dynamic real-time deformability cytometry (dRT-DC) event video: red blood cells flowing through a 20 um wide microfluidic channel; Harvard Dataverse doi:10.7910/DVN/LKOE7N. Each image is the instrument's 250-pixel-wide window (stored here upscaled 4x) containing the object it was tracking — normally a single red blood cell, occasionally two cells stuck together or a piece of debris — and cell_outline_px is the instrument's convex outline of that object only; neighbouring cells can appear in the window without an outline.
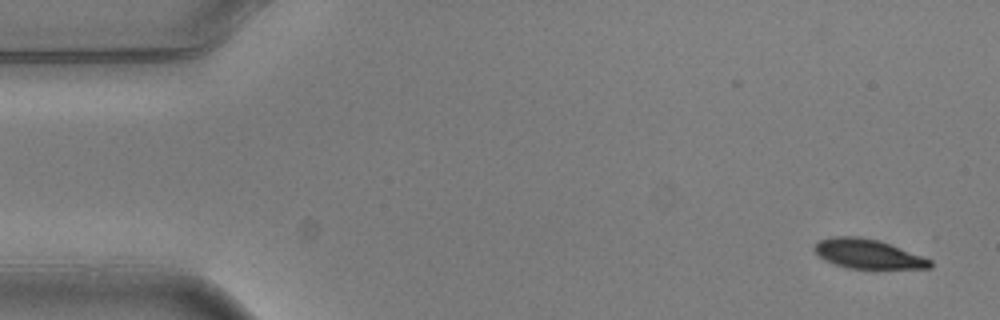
{"species": "common noctule bat (a hibernating species)", "species_latin": "Nyctalus noctula", "temperature_condition": "warm", "stored_images_in_passage": 4, "camera_frame_rate_fps": 3000, "um_per_image_px": 0.085, "animal": {"sex": "male", "body_mass_g": 20.5, "forearm_length_mm": 52.5}, "frame": {"image": 1, "passage_image": 1, "time_ms": 0.0, "image_size_px": [1000, 320], "cell_outline_px": [[932, 268], [848, 268], [824, 260], [812, 248], [820, 240], [832, 236], [856, 236], [876, 240], [888, 244], [932, 260]], "centroid_in_image_um": [73.73, 21.58], "position_along_channel_um": 11.3, "area_um2": 19.31}}
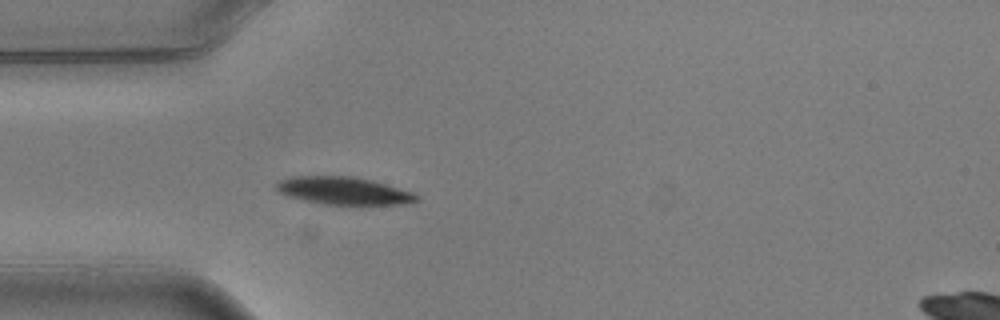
{"frame": {"image": 2, "passage_image": 4, "time_ms": 1.0, "image_size_px": [1000, 320], "cell_outline_px": [[420, 196], [416, 200], [400, 204], [324, 204], [304, 200], [288, 196], [280, 192], [276, 188], [276, 184], [280, 180], [292, 176], [352, 176], [372, 180], [412, 192]], "centroid_in_image_um": [29.18, 16.2], "position_along_channel_um": 55.8, "area_um2": 22.2}}